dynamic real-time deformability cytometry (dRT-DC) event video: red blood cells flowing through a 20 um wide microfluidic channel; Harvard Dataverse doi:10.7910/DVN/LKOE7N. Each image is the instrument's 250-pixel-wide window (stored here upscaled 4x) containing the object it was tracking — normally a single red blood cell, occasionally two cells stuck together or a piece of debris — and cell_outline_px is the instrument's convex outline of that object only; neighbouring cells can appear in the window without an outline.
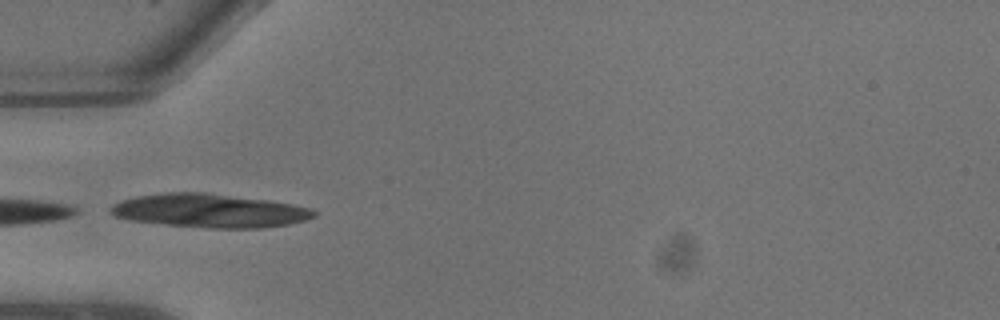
{"species": "common noctule bat (a hibernating species)", "species_latin": "Nyctalus noctula", "temperature_condition": "warm", "stored_images_in_passage": 5, "camera_frame_rate_fps": 3000, "um_per_image_px": 0.085, "animal": {"sex": "male", "body_mass_g": 13.3}, "frame": {"image": 1, "passage_image": 4, "time_ms": 1.0, "image_size_px": [1000, 320], "cell_outline_px": [[316, 216], [304, 220], [288, 224], [264, 228], [212, 228], [168, 224], [128, 220], [112, 216], [108, 212], [108, 208], [112, 204], [120, 200], [136, 196], [164, 192], [204, 192], [268, 200], [292, 204], [312, 208], [316, 212]], "centroid_in_image_um": [17.76, 17.9], "position_along_channel_um": 67.2, "area_um2": 40.06}}